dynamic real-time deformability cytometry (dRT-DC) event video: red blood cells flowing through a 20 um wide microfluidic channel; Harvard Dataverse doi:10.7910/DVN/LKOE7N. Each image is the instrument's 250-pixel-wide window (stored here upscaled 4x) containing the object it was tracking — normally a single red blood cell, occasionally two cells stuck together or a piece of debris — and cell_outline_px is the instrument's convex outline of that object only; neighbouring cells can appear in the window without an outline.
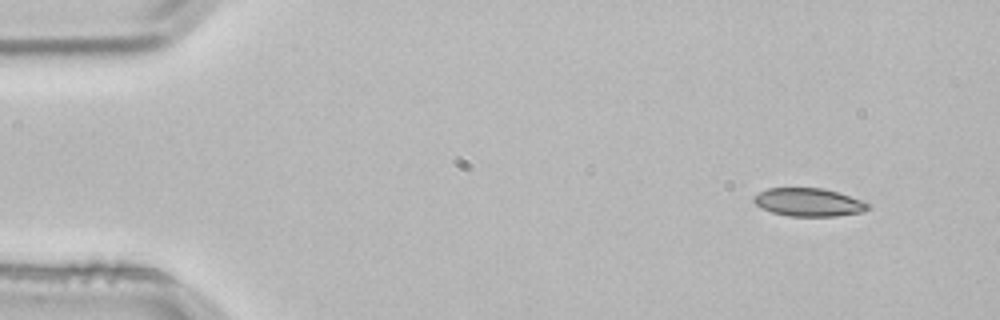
{"species": "common noctule bat (a hibernating species)", "species_latin": "Nyctalus noctula", "temperature_condition": "room temperature", "stored_images_in_passage": 3, "camera_frame_rate_fps": 3000, "um_per_image_px": 0.085, "animal": {"sex": "male", "body_mass_g": 21.5, "forearm_length_mm": 52.0}, "frame": {"image": 1, "passage_image": 1, "time_ms": 0.0, "image_size_px": [1000, 320], "cell_outline_px": [[872, 208], [864, 212], [836, 216], [788, 216], [772, 212], [756, 204], [752, 200], [752, 196], [768, 188], [824, 188], [872, 204]], "centroid_in_image_um": [68.76, 17.2], "position_along_channel_um": 16.2, "area_um2": 18.73}}